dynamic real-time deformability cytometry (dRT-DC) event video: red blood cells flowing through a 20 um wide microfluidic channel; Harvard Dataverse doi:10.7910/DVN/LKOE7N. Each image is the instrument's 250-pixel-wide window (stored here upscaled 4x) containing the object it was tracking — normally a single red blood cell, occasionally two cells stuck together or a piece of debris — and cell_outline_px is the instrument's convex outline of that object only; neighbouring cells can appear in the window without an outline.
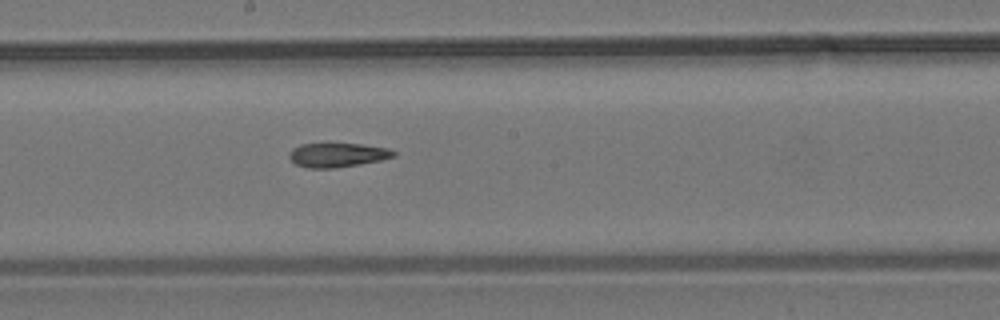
{"species": "common noctule bat (a hibernating species)", "species_latin": "Nyctalus noctula", "temperature_condition": "room temperature", "stored_images_in_passage": 8, "camera_frame_rate_fps": 3000, "um_per_image_px": 0.085, "animal": {"sex": "male", "body_mass_g": 19.2, "forearm_length_mm": 51.8}, "frame": {"image": 1, "passage_image": 8, "time_ms": 2.333, "image_size_px": [1000, 320], "cell_outline_px": [[396, 156], [380, 160], [332, 168], [308, 168], [296, 164], [288, 156], [288, 152], [292, 148], [300, 144], [328, 140], [360, 144], [388, 148], [396, 152]], "centroid_in_image_um": [28.61, 13.11], "position_along_channel_um": 219.6, "area_um2": 15.37}}